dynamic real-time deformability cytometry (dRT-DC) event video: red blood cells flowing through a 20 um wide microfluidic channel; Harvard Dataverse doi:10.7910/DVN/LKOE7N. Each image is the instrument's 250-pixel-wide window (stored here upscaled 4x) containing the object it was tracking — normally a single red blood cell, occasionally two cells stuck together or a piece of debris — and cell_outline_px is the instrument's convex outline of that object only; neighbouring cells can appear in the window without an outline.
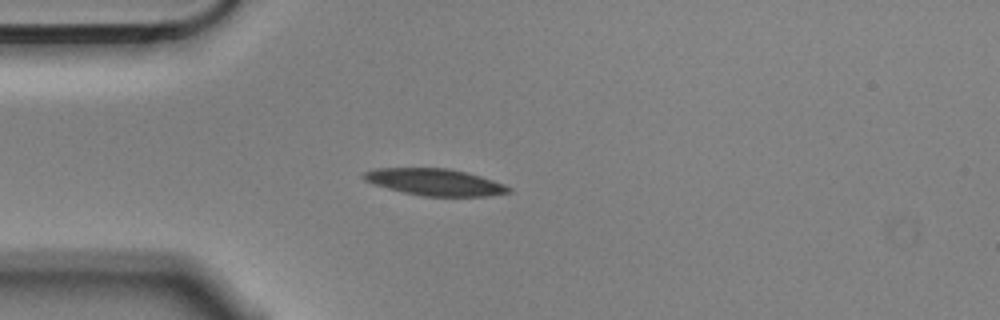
{"species": "Egyptian fruit bat (a non-hibernating species)", "species_latin": "Rousettus aegyptiacus", "temperature_condition": "cold", "stored_images_in_passage": 3, "camera_frame_rate_fps": 3000, "um_per_image_px": 0.085, "animal": {"sex": "male"}, "frame": {"image": 1, "passage_image": 3, "time_ms": 0.667, "image_size_px": [1000, 320], "cell_outline_px": [[512, 192], [492, 196], [420, 196], [388, 188], [364, 180], [360, 176], [364, 172], [372, 168], [448, 168], [480, 176], [504, 184], [512, 188]], "centroid_in_image_um": [36.97, 15.48], "position_along_channel_um": 48.0, "area_um2": 22.6}}